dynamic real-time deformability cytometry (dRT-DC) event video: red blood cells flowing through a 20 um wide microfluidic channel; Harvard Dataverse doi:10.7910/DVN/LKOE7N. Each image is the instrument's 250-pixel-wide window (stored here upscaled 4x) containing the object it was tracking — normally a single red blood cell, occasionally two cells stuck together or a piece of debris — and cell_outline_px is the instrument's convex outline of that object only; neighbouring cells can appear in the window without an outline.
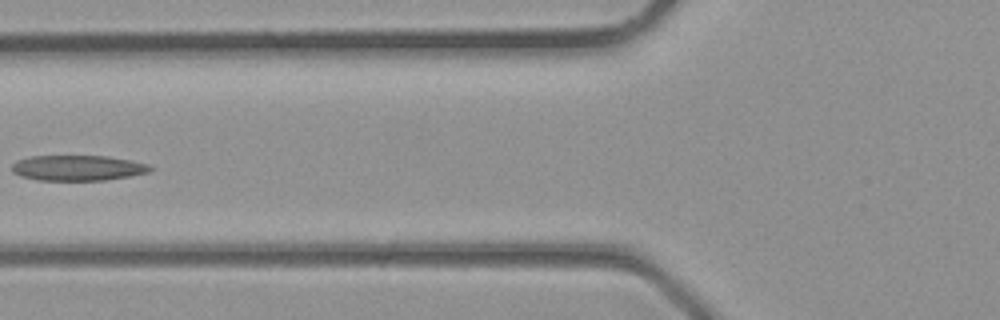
{"species": "common noctule bat (a hibernating species)", "species_latin": "Nyctalus noctula", "temperature_condition": "room temperature", "stored_images_in_passage": 3, "camera_frame_rate_fps": 3000, "um_per_image_px": 0.085, "animal": {"sex": "male", "body_mass_g": 23.1, "forearm_length_mm": 52.7}, "frame": {"image": 1, "passage_image": 3, "time_ms": 0.667, "image_size_px": [1000, 320], "cell_outline_px": [[156, 168], [148, 172], [128, 176], [104, 180], [36, 180], [20, 176], [12, 172], [12, 164], [16, 160], [32, 156], [108, 156], [132, 160], [148, 164]], "centroid_in_image_um": [6.61, 14.27], "position_along_channel_um": 119.2, "area_um2": 20.58}}